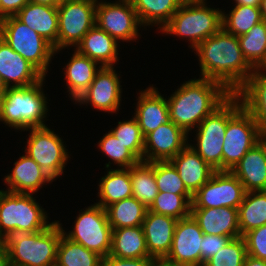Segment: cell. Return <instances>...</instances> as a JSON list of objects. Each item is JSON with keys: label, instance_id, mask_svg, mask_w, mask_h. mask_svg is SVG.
I'll list each match as a JSON object with an SVG mask.
<instances>
[{"label": "cell", "instance_id": "obj_1", "mask_svg": "<svg viewBox=\"0 0 266 266\" xmlns=\"http://www.w3.org/2000/svg\"><path fill=\"white\" fill-rule=\"evenodd\" d=\"M193 50L199 57L201 78L221 83L235 94L254 73V68L244 58L238 37L221 28Z\"/></svg>", "mask_w": 266, "mask_h": 266}, {"label": "cell", "instance_id": "obj_2", "mask_svg": "<svg viewBox=\"0 0 266 266\" xmlns=\"http://www.w3.org/2000/svg\"><path fill=\"white\" fill-rule=\"evenodd\" d=\"M230 95L215 80L199 78L186 81L167 99L170 121L189 134Z\"/></svg>", "mask_w": 266, "mask_h": 266}, {"label": "cell", "instance_id": "obj_3", "mask_svg": "<svg viewBox=\"0 0 266 266\" xmlns=\"http://www.w3.org/2000/svg\"><path fill=\"white\" fill-rule=\"evenodd\" d=\"M45 77L26 87H8L0 100V121L17 130L46 127L47 97L43 91Z\"/></svg>", "mask_w": 266, "mask_h": 266}, {"label": "cell", "instance_id": "obj_4", "mask_svg": "<svg viewBox=\"0 0 266 266\" xmlns=\"http://www.w3.org/2000/svg\"><path fill=\"white\" fill-rule=\"evenodd\" d=\"M63 233L59 221L35 233H15L5 239L10 266H55Z\"/></svg>", "mask_w": 266, "mask_h": 266}, {"label": "cell", "instance_id": "obj_5", "mask_svg": "<svg viewBox=\"0 0 266 266\" xmlns=\"http://www.w3.org/2000/svg\"><path fill=\"white\" fill-rule=\"evenodd\" d=\"M206 0H184L170 21L160 31L188 38L195 48L222 28V12L206 6Z\"/></svg>", "mask_w": 266, "mask_h": 266}, {"label": "cell", "instance_id": "obj_6", "mask_svg": "<svg viewBox=\"0 0 266 266\" xmlns=\"http://www.w3.org/2000/svg\"><path fill=\"white\" fill-rule=\"evenodd\" d=\"M47 213L33 194L0 193V239L15 233H35L47 229ZM49 223V224H48Z\"/></svg>", "mask_w": 266, "mask_h": 266}, {"label": "cell", "instance_id": "obj_7", "mask_svg": "<svg viewBox=\"0 0 266 266\" xmlns=\"http://www.w3.org/2000/svg\"><path fill=\"white\" fill-rule=\"evenodd\" d=\"M236 94H231L196 127L197 144H189L215 171H222V149L227 122L242 108Z\"/></svg>", "mask_w": 266, "mask_h": 266}, {"label": "cell", "instance_id": "obj_8", "mask_svg": "<svg viewBox=\"0 0 266 266\" xmlns=\"http://www.w3.org/2000/svg\"><path fill=\"white\" fill-rule=\"evenodd\" d=\"M0 38L46 77L55 54L48 41L15 16L0 19Z\"/></svg>", "mask_w": 266, "mask_h": 266}, {"label": "cell", "instance_id": "obj_9", "mask_svg": "<svg viewBox=\"0 0 266 266\" xmlns=\"http://www.w3.org/2000/svg\"><path fill=\"white\" fill-rule=\"evenodd\" d=\"M73 231L63 234L71 241L82 244L88 250L106 257L110 254L112 246V231L106 210L94 203L80 212L74 222Z\"/></svg>", "mask_w": 266, "mask_h": 266}, {"label": "cell", "instance_id": "obj_10", "mask_svg": "<svg viewBox=\"0 0 266 266\" xmlns=\"http://www.w3.org/2000/svg\"><path fill=\"white\" fill-rule=\"evenodd\" d=\"M97 0H61L58 11V51L81 42L95 26Z\"/></svg>", "mask_w": 266, "mask_h": 266}, {"label": "cell", "instance_id": "obj_11", "mask_svg": "<svg viewBox=\"0 0 266 266\" xmlns=\"http://www.w3.org/2000/svg\"><path fill=\"white\" fill-rule=\"evenodd\" d=\"M259 130L254 118L244 107L227 122L222 149V171H231L258 143Z\"/></svg>", "mask_w": 266, "mask_h": 266}, {"label": "cell", "instance_id": "obj_12", "mask_svg": "<svg viewBox=\"0 0 266 266\" xmlns=\"http://www.w3.org/2000/svg\"><path fill=\"white\" fill-rule=\"evenodd\" d=\"M63 140L50 128H31L25 152L53 179L63 174L70 157Z\"/></svg>", "mask_w": 266, "mask_h": 266}, {"label": "cell", "instance_id": "obj_13", "mask_svg": "<svg viewBox=\"0 0 266 266\" xmlns=\"http://www.w3.org/2000/svg\"><path fill=\"white\" fill-rule=\"evenodd\" d=\"M246 191L231 171H215L210 179L193 194L191 208L240 206Z\"/></svg>", "mask_w": 266, "mask_h": 266}, {"label": "cell", "instance_id": "obj_14", "mask_svg": "<svg viewBox=\"0 0 266 266\" xmlns=\"http://www.w3.org/2000/svg\"><path fill=\"white\" fill-rule=\"evenodd\" d=\"M95 25L117 41L126 42L137 40L140 36L138 26H142L130 0L114 3L97 0Z\"/></svg>", "mask_w": 266, "mask_h": 266}, {"label": "cell", "instance_id": "obj_15", "mask_svg": "<svg viewBox=\"0 0 266 266\" xmlns=\"http://www.w3.org/2000/svg\"><path fill=\"white\" fill-rule=\"evenodd\" d=\"M203 232L190 215L176 223L172 247L165 261L178 266H201Z\"/></svg>", "mask_w": 266, "mask_h": 266}, {"label": "cell", "instance_id": "obj_16", "mask_svg": "<svg viewBox=\"0 0 266 266\" xmlns=\"http://www.w3.org/2000/svg\"><path fill=\"white\" fill-rule=\"evenodd\" d=\"M118 73L113 66H103L97 72L88 89L75 101L91 104L94 109L116 113L120 109L122 88Z\"/></svg>", "mask_w": 266, "mask_h": 266}, {"label": "cell", "instance_id": "obj_17", "mask_svg": "<svg viewBox=\"0 0 266 266\" xmlns=\"http://www.w3.org/2000/svg\"><path fill=\"white\" fill-rule=\"evenodd\" d=\"M188 134L174 122L160 125L144 137L143 161H170L187 144Z\"/></svg>", "mask_w": 266, "mask_h": 266}, {"label": "cell", "instance_id": "obj_18", "mask_svg": "<svg viewBox=\"0 0 266 266\" xmlns=\"http://www.w3.org/2000/svg\"><path fill=\"white\" fill-rule=\"evenodd\" d=\"M0 75L7 87L32 86L44 78L32 64L15 52L1 38Z\"/></svg>", "mask_w": 266, "mask_h": 266}, {"label": "cell", "instance_id": "obj_19", "mask_svg": "<svg viewBox=\"0 0 266 266\" xmlns=\"http://www.w3.org/2000/svg\"><path fill=\"white\" fill-rule=\"evenodd\" d=\"M177 219L147 210L142 223L148 254L164 259L171 250Z\"/></svg>", "mask_w": 266, "mask_h": 266}, {"label": "cell", "instance_id": "obj_20", "mask_svg": "<svg viewBox=\"0 0 266 266\" xmlns=\"http://www.w3.org/2000/svg\"><path fill=\"white\" fill-rule=\"evenodd\" d=\"M137 100L134 117L144 137L160 125L170 122L168 101L153 85L142 90Z\"/></svg>", "mask_w": 266, "mask_h": 266}, {"label": "cell", "instance_id": "obj_21", "mask_svg": "<svg viewBox=\"0 0 266 266\" xmlns=\"http://www.w3.org/2000/svg\"><path fill=\"white\" fill-rule=\"evenodd\" d=\"M190 215L203 234L229 236L232 239L241 236L236 208H191Z\"/></svg>", "mask_w": 266, "mask_h": 266}, {"label": "cell", "instance_id": "obj_22", "mask_svg": "<svg viewBox=\"0 0 266 266\" xmlns=\"http://www.w3.org/2000/svg\"><path fill=\"white\" fill-rule=\"evenodd\" d=\"M20 156L14 163L12 173L4 178L8 189L12 193L33 194L46 183L53 182V179L34 161L27 153Z\"/></svg>", "mask_w": 266, "mask_h": 266}, {"label": "cell", "instance_id": "obj_23", "mask_svg": "<svg viewBox=\"0 0 266 266\" xmlns=\"http://www.w3.org/2000/svg\"><path fill=\"white\" fill-rule=\"evenodd\" d=\"M170 162L187 190L195 194L212 176L215 170L189 145V143Z\"/></svg>", "mask_w": 266, "mask_h": 266}, {"label": "cell", "instance_id": "obj_24", "mask_svg": "<svg viewBox=\"0 0 266 266\" xmlns=\"http://www.w3.org/2000/svg\"><path fill=\"white\" fill-rule=\"evenodd\" d=\"M15 17L48 41L54 47L55 52L58 51L57 7L29 2Z\"/></svg>", "mask_w": 266, "mask_h": 266}, {"label": "cell", "instance_id": "obj_25", "mask_svg": "<svg viewBox=\"0 0 266 266\" xmlns=\"http://www.w3.org/2000/svg\"><path fill=\"white\" fill-rule=\"evenodd\" d=\"M231 172L239 179L246 192L266 190V154L259 142L242 157Z\"/></svg>", "mask_w": 266, "mask_h": 266}, {"label": "cell", "instance_id": "obj_26", "mask_svg": "<svg viewBox=\"0 0 266 266\" xmlns=\"http://www.w3.org/2000/svg\"><path fill=\"white\" fill-rule=\"evenodd\" d=\"M118 44L119 42L115 38L95 25L84 35L75 49L102 67L113 66L119 61Z\"/></svg>", "mask_w": 266, "mask_h": 266}, {"label": "cell", "instance_id": "obj_27", "mask_svg": "<svg viewBox=\"0 0 266 266\" xmlns=\"http://www.w3.org/2000/svg\"><path fill=\"white\" fill-rule=\"evenodd\" d=\"M88 56L80 54L76 49L71 59L65 66L64 74L67 81L68 92L71 99L76 101L83 94L95 79L97 72L102 67Z\"/></svg>", "mask_w": 266, "mask_h": 266}, {"label": "cell", "instance_id": "obj_28", "mask_svg": "<svg viewBox=\"0 0 266 266\" xmlns=\"http://www.w3.org/2000/svg\"><path fill=\"white\" fill-rule=\"evenodd\" d=\"M235 94L252 115L259 129H266V76L252 73Z\"/></svg>", "mask_w": 266, "mask_h": 266}, {"label": "cell", "instance_id": "obj_29", "mask_svg": "<svg viewBox=\"0 0 266 266\" xmlns=\"http://www.w3.org/2000/svg\"><path fill=\"white\" fill-rule=\"evenodd\" d=\"M110 161L106 163L109 170L99 181V202L96 204L104 209L118 201L132 197V182L130 178V168H111Z\"/></svg>", "mask_w": 266, "mask_h": 266}, {"label": "cell", "instance_id": "obj_30", "mask_svg": "<svg viewBox=\"0 0 266 266\" xmlns=\"http://www.w3.org/2000/svg\"><path fill=\"white\" fill-rule=\"evenodd\" d=\"M118 258H152L148 254L142 226L113 229L110 254Z\"/></svg>", "mask_w": 266, "mask_h": 266}, {"label": "cell", "instance_id": "obj_31", "mask_svg": "<svg viewBox=\"0 0 266 266\" xmlns=\"http://www.w3.org/2000/svg\"><path fill=\"white\" fill-rule=\"evenodd\" d=\"M142 26L162 29L179 9L184 0H130ZM161 25V26H160Z\"/></svg>", "mask_w": 266, "mask_h": 266}, {"label": "cell", "instance_id": "obj_32", "mask_svg": "<svg viewBox=\"0 0 266 266\" xmlns=\"http://www.w3.org/2000/svg\"><path fill=\"white\" fill-rule=\"evenodd\" d=\"M112 229L142 226L148 208L136 198L130 197L105 208Z\"/></svg>", "mask_w": 266, "mask_h": 266}, {"label": "cell", "instance_id": "obj_33", "mask_svg": "<svg viewBox=\"0 0 266 266\" xmlns=\"http://www.w3.org/2000/svg\"><path fill=\"white\" fill-rule=\"evenodd\" d=\"M240 234L266 224V190L246 192L238 207Z\"/></svg>", "mask_w": 266, "mask_h": 266}, {"label": "cell", "instance_id": "obj_34", "mask_svg": "<svg viewBox=\"0 0 266 266\" xmlns=\"http://www.w3.org/2000/svg\"><path fill=\"white\" fill-rule=\"evenodd\" d=\"M130 178L132 182V197L149 208L158 194L154 162L139 161L130 167Z\"/></svg>", "mask_w": 266, "mask_h": 266}, {"label": "cell", "instance_id": "obj_35", "mask_svg": "<svg viewBox=\"0 0 266 266\" xmlns=\"http://www.w3.org/2000/svg\"><path fill=\"white\" fill-rule=\"evenodd\" d=\"M102 257L61 234L55 266H101Z\"/></svg>", "mask_w": 266, "mask_h": 266}, {"label": "cell", "instance_id": "obj_36", "mask_svg": "<svg viewBox=\"0 0 266 266\" xmlns=\"http://www.w3.org/2000/svg\"><path fill=\"white\" fill-rule=\"evenodd\" d=\"M261 21L260 7L234 5V8L228 14L222 12V28L236 37L246 34Z\"/></svg>", "mask_w": 266, "mask_h": 266}, {"label": "cell", "instance_id": "obj_37", "mask_svg": "<svg viewBox=\"0 0 266 266\" xmlns=\"http://www.w3.org/2000/svg\"><path fill=\"white\" fill-rule=\"evenodd\" d=\"M192 194H174L170 192H158L154 202L148 208L149 211L171 216L177 220L190 216Z\"/></svg>", "mask_w": 266, "mask_h": 266}, {"label": "cell", "instance_id": "obj_38", "mask_svg": "<svg viewBox=\"0 0 266 266\" xmlns=\"http://www.w3.org/2000/svg\"><path fill=\"white\" fill-rule=\"evenodd\" d=\"M244 58L255 69L266 55V21L254 25L246 34L238 36Z\"/></svg>", "mask_w": 266, "mask_h": 266}, {"label": "cell", "instance_id": "obj_39", "mask_svg": "<svg viewBox=\"0 0 266 266\" xmlns=\"http://www.w3.org/2000/svg\"><path fill=\"white\" fill-rule=\"evenodd\" d=\"M110 132L140 161H143L144 136L134 116L128 121H119L116 128L112 129Z\"/></svg>", "mask_w": 266, "mask_h": 266}, {"label": "cell", "instance_id": "obj_40", "mask_svg": "<svg viewBox=\"0 0 266 266\" xmlns=\"http://www.w3.org/2000/svg\"><path fill=\"white\" fill-rule=\"evenodd\" d=\"M154 173L158 192L191 194L181 180L177 169L170 161H155Z\"/></svg>", "mask_w": 266, "mask_h": 266}, {"label": "cell", "instance_id": "obj_41", "mask_svg": "<svg viewBox=\"0 0 266 266\" xmlns=\"http://www.w3.org/2000/svg\"><path fill=\"white\" fill-rule=\"evenodd\" d=\"M247 256L243 236L233 238L216 255L208 259L203 266H243Z\"/></svg>", "mask_w": 266, "mask_h": 266}, {"label": "cell", "instance_id": "obj_42", "mask_svg": "<svg viewBox=\"0 0 266 266\" xmlns=\"http://www.w3.org/2000/svg\"><path fill=\"white\" fill-rule=\"evenodd\" d=\"M101 152L105 153L119 168H130L140 160L110 131L98 142Z\"/></svg>", "mask_w": 266, "mask_h": 266}, {"label": "cell", "instance_id": "obj_43", "mask_svg": "<svg viewBox=\"0 0 266 266\" xmlns=\"http://www.w3.org/2000/svg\"><path fill=\"white\" fill-rule=\"evenodd\" d=\"M247 255L266 261V224L243 235Z\"/></svg>", "mask_w": 266, "mask_h": 266}, {"label": "cell", "instance_id": "obj_44", "mask_svg": "<svg viewBox=\"0 0 266 266\" xmlns=\"http://www.w3.org/2000/svg\"><path fill=\"white\" fill-rule=\"evenodd\" d=\"M231 239L229 236L204 234L201 242V266L225 247Z\"/></svg>", "mask_w": 266, "mask_h": 266}, {"label": "cell", "instance_id": "obj_45", "mask_svg": "<svg viewBox=\"0 0 266 266\" xmlns=\"http://www.w3.org/2000/svg\"><path fill=\"white\" fill-rule=\"evenodd\" d=\"M154 258H118L112 255L103 257L101 266H150Z\"/></svg>", "mask_w": 266, "mask_h": 266}, {"label": "cell", "instance_id": "obj_46", "mask_svg": "<svg viewBox=\"0 0 266 266\" xmlns=\"http://www.w3.org/2000/svg\"><path fill=\"white\" fill-rule=\"evenodd\" d=\"M29 0H0V19L15 16Z\"/></svg>", "mask_w": 266, "mask_h": 266}, {"label": "cell", "instance_id": "obj_47", "mask_svg": "<svg viewBox=\"0 0 266 266\" xmlns=\"http://www.w3.org/2000/svg\"><path fill=\"white\" fill-rule=\"evenodd\" d=\"M0 266H10L9 253L4 239H0Z\"/></svg>", "mask_w": 266, "mask_h": 266}, {"label": "cell", "instance_id": "obj_48", "mask_svg": "<svg viewBox=\"0 0 266 266\" xmlns=\"http://www.w3.org/2000/svg\"><path fill=\"white\" fill-rule=\"evenodd\" d=\"M243 266H266V261L247 255Z\"/></svg>", "mask_w": 266, "mask_h": 266}, {"label": "cell", "instance_id": "obj_49", "mask_svg": "<svg viewBox=\"0 0 266 266\" xmlns=\"http://www.w3.org/2000/svg\"><path fill=\"white\" fill-rule=\"evenodd\" d=\"M61 0H29V2L46 5L50 7H57Z\"/></svg>", "mask_w": 266, "mask_h": 266}, {"label": "cell", "instance_id": "obj_50", "mask_svg": "<svg viewBox=\"0 0 266 266\" xmlns=\"http://www.w3.org/2000/svg\"><path fill=\"white\" fill-rule=\"evenodd\" d=\"M235 5H247L253 7H260L261 0H234Z\"/></svg>", "mask_w": 266, "mask_h": 266}, {"label": "cell", "instance_id": "obj_51", "mask_svg": "<svg viewBox=\"0 0 266 266\" xmlns=\"http://www.w3.org/2000/svg\"><path fill=\"white\" fill-rule=\"evenodd\" d=\"M258 142L262 146L266 154V129L259 130Z\"/></svg>", "mask_w": 266, "mask_h": 266}, {"label": "cell", "instance_id": "obj_52", "mask_svg": "<svg viewBox=\"0 0 266 266\" xmlns=\"http://www.w3.org/2000/svg\"><path fill=\"white\" fill-rule=\"evenodd\" d=\"M150 266H178V265L169 263L164 259H154Z\"/></svg>", "mask_w": 266, "mask_h": 266}, {"label": "cell", "instance_id": "obj_53", "mask_svg": "<svg viewBox=\"0 0 266 266\" xmlns=\"http://www.w3.org/2000/svg\"><path fill=\"white\" fill-rule=\"evenodd\" d=\"M266 55L264 57V59L261 61V63L254 69V72L260 73L262 75L266 76Z\"/></svg>", "mask_w": 266, "mask_h": 266}, {"label": "cell", "instance_id": "obj_54", "mask_svg": "<svg viewBox=\"0 0 266 266\" xmlns=\"http://www.w3.org/2000/svg\"><path fill=\"white\" fill-rule=\"evenodd\" d=\"M7 89H8V87L6 86V84L3 81L2 76L0 75V100L5 95Z\"/></svg>", "mask_w": 266, "mask_h": 266}, {"label": "cell", "instance_id": "obj_55", "mask_svg": "<svg viewBox=\"0 0 266 266\" xmlns=\"http://www.w3.org/2000/svg\"><path fill=\"white\" fill-rule=\"evenodd\" d=\"M260 11L262 20L266 21V0H261Z\"/></svg>", "mask_w": 266, "mask_h": 266}]
</instances>
